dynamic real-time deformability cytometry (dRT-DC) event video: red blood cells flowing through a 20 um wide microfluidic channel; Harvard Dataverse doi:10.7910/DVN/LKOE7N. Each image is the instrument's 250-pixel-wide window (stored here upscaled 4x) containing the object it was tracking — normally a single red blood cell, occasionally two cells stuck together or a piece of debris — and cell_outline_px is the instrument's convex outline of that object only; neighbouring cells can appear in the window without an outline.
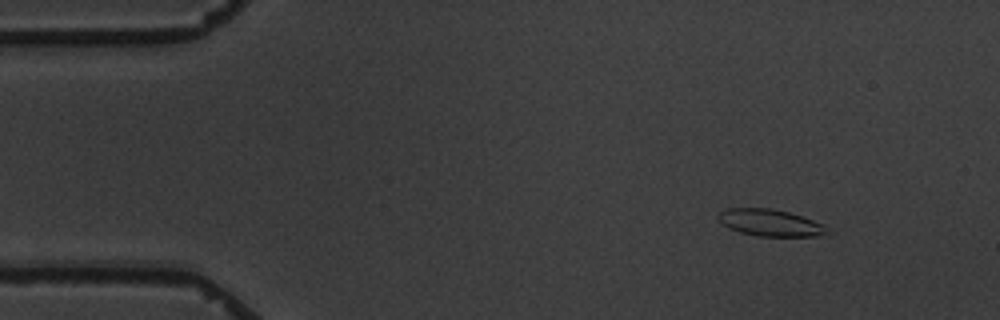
{"species": "common noctule bat (a hibernating species)", "species_latin": "Nyctalus noctula", "temperature_condition": "warm", "stored_images_in_passage": 5, "camera_frame_rate_fps": 3000, "um_per_image_px": 0.085, "animal": {"sex": "male", "body_mass_g": 19.5, "forearm_length_mm": 54.6}, "frame": {"image": 1, "passage_image": 2, "time_ms": 1.333, "image_size_px": [1000, 320], "cell_outline_px": [[828, 228], [824, 232], [816, 236], [756, 236], [740, 232], [728, 228], [720, 220], [720, 212], [728, 208], [772, 208], [788, 212], [824, 224]], "centroid_in_image_um": [65.45, 18.93], "position_along_channel_um": 19.6, "area_um2": 16.65}}